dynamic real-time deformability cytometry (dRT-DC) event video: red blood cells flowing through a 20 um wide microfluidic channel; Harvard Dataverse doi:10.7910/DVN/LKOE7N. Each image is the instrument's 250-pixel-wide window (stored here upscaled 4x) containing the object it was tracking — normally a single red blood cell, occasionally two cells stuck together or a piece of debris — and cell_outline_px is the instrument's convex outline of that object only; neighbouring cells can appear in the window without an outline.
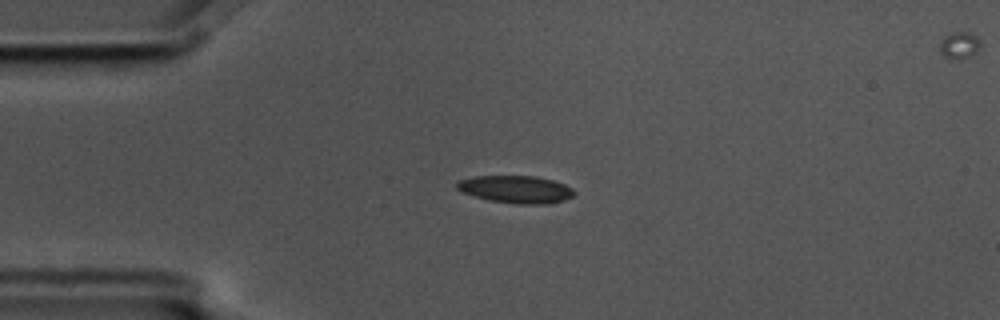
{"species": "common noctule bat (a hibernating species)", "species_latin": "Nyctalus noctula", "temperature_condition": "cold", "stored_images_in_passage": 3, "camera_frame_rate_fps": 3000, "um_per_image_px": 0.085, "animal": {"sex": "male", "body_mass_g": 17.5, "forearm_length_mm": 52.3}, "frame": {"image": 1, "passage_image": 1, "time_ms": 0.0, "image_size_px": [1000, 320], "cell_outline_px": [[576, 192], [572, 196], [564, 200], [552, 204], [516, 204], [488, 200], [464, 192], [456, 188], [456, 180], [476, 176], [536, 176], [552, 180], [564, 184], [572, 188]], "centroid_in_image_um": [43.86, 16.09], "position_along_channel_um": 41.1, "area_um2": 18.84}}